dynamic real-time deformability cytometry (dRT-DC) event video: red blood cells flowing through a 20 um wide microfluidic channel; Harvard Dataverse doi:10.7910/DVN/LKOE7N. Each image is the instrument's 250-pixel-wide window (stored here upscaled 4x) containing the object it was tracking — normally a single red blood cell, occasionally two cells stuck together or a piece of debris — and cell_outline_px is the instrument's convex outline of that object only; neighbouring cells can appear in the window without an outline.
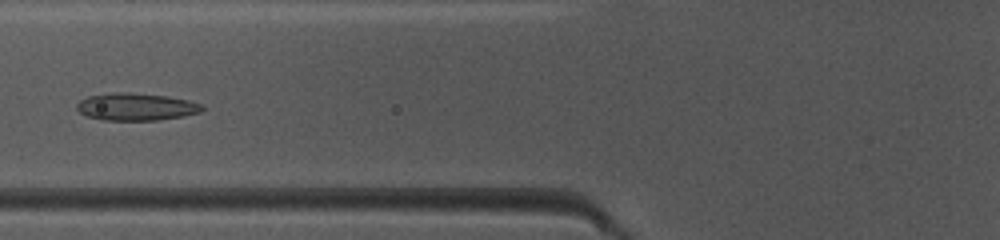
{"species": "common noctule bat (a hibernating species)", "species_latin": "Nyctalus noctula", "temperature_condition": "warm", "stored_images_in_passage": 38, "camera_frame_rate_fps": 3000, "um_per_image_px": 0.085, "animal": {"sex": "female", "body_mass_g": 10.0, "forearm_length_mm": 53.1}, "frame": {"image": 1, "passage_image": 9, "time_ms": 2.667, "image_size_px": [1000, 240], "cell_outline_px": [[204, 108], [200, 112], [184, 116], [160, 120], [104, 120], [88, 116], [80, 112], [76, 108], [76, 104], [80, 100], [88, 96], [112, 92], [128, 92], [168, 96], [188, 100], [204, 104]], "centroid_in_image_um": [11.59, 9.07], "position_along_channel_um": 114.2, "area_um2": 20.11}}
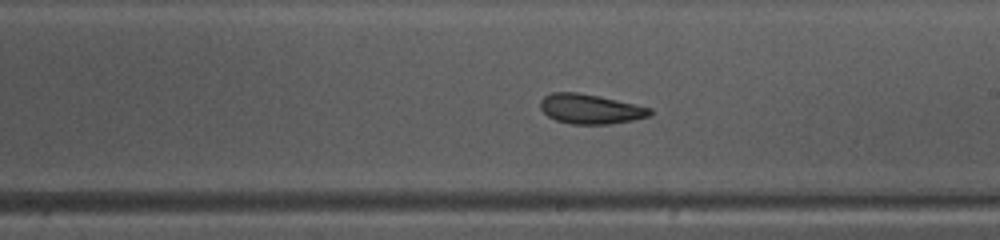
{"frame": {"image": 2, "passage_image": 18, "time_ms": 5.667, "image_size_px": [1000, 240], "cell_outline_px": [[652, 116], [632, 120], [608, 124], [572, 124], [556, 120], [548, 116], [540, 108], [540, 100], [544, 96], [552, 92], [576, 92], [636, 104], [652, 108]], "centroid_in_image_um": [50.18, 9.26], "position_along_channel_um": 238.8, "area_um2": 18.9}}
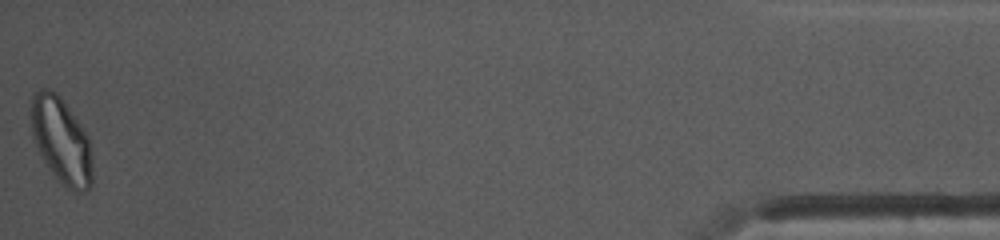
{"frame": {"image": 3, "passage_image": 38, "time_ms": 12.333, "image_size_px": [1000, 240], "cell_outline_px": [[92, 184], [84, 192], [76, 192], [68, 188], [48, 168], [32, 136], [32, 92], [40, 88], [48, 88], [56, 92], [60, 96], [88, 136], [92, 156]], "centroid_in_image_um": [5.22, 11.93], "position_along_channel_um": 430.0, "area_um2": 30.35}, "authors_computed_cell_mechanics": {"area_um2": 20.3745, "velocity_mm_per_s": 4.1507, "shape_relaxation_time_tau1_ms": 4.0939, "shape_relaxation_time_tau2_ms": 2.0766, "deformation_change_tau1": 0.1317, "deformation_change_tau2": 0.0956}}